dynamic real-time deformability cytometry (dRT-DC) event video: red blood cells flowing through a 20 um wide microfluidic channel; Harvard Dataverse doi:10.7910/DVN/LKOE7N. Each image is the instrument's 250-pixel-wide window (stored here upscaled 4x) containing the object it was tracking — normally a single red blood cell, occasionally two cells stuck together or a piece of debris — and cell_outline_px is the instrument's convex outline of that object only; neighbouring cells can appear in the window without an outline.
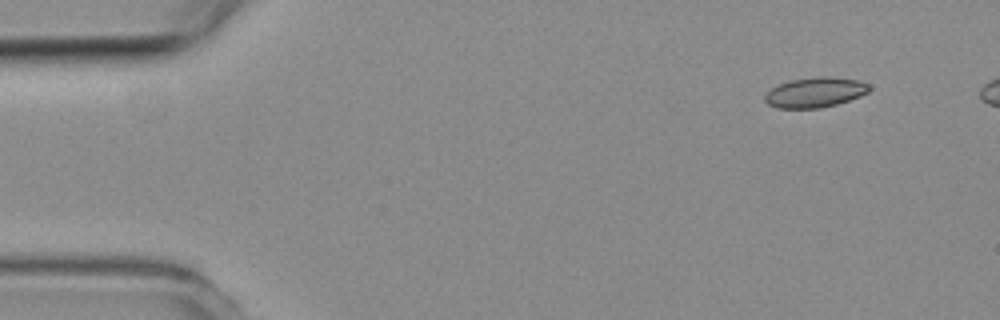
{"species": "common noctule bat (a hibernating species)", "species_latin": "Nyctalus noctula", "temperature_condition": "room temperature", "stored_images_in_passage": 4, "camera_frame_rate_fps": 3000, "um_per_image_px": 0.085, "animal": {"sex": "female", "body_mass_g": 19.3, "forearm_length_mm": 54.1}, "frame": {"image": 1, "passage_image": 1, "time_ms": 0.0, "image_size_px": [1000, 320], "cell_outline_px": [[872, 88], [868, 92], [860, 96], [836, 104], [820, 108], [776, 108], [768, 104], [764, 100], [764, 96], [772, 88], [780, 84], [792, 80], [820, 76], [828, 76], [856, 80], [868, 84]], "centroid_in_image_um": [69.28, 7.86], "position_along_channel_um": 15.7, "area_um2": 18.09}}